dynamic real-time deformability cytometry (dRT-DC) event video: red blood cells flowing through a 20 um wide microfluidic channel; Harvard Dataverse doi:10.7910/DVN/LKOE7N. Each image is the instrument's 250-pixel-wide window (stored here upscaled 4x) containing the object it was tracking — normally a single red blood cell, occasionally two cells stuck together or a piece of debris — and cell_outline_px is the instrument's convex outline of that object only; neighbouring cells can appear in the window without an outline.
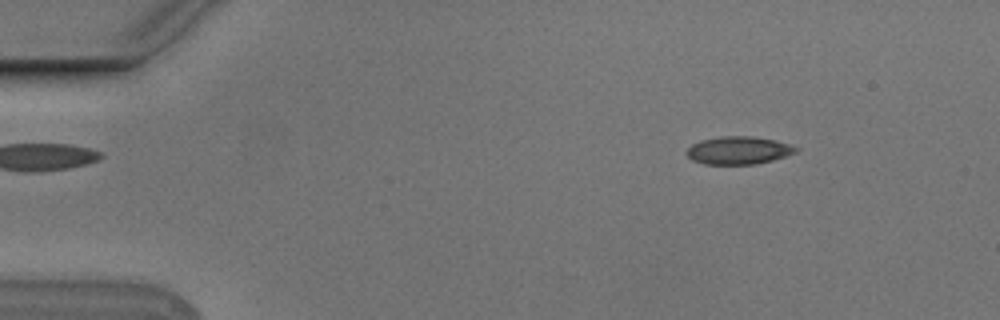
{"species": "Egyptian fruit bat (a non-hibernating species)", "species_latin": "Rousettus aegyptiacus", "temperature_condition": "cold", "stored_images_in_passage": 54, "camera_frame_rate_fps": 3000, "um_per_image_px": 0.085, "animal": {"sex": "male"}, "frame": {"image": 1, "passage_image": 7, "time_ms": 2.0, "image_size_px": [1000, 320], "cell_outline_px": [[800, 148], [796, 152], [772, 160], [756, 164], [704, 164], [692, 160], [684, 152], [692, 144], [700, 140], [720, 136], [752, 136], [776, 140]], "centroid_in_image_um": [62.75, 12.77], "position_along_channel_um": 22.3, "area_um2": 17.74}}
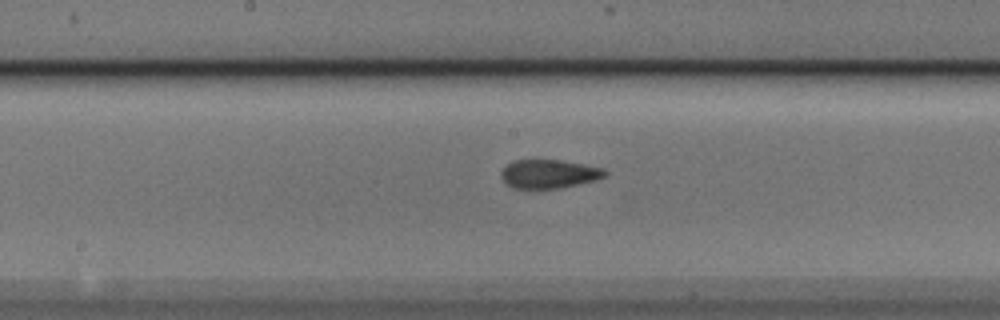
{"frame": {"image": 2, "passage_image": 28, "time_ms": 9.0, "image_size_px": [1000, 320], "cell_outline_px": [[608, 172], [604, 176], [596, 180], [560, 188], [512, 188], [500, 176], [500, 172], [512, 160], [560, 160], [584, 164], [604, 168]], "centroid_in_image_um": [46.67, 14.77], "position_along_channel_um": 201.5, "area_um2": 17.28}}
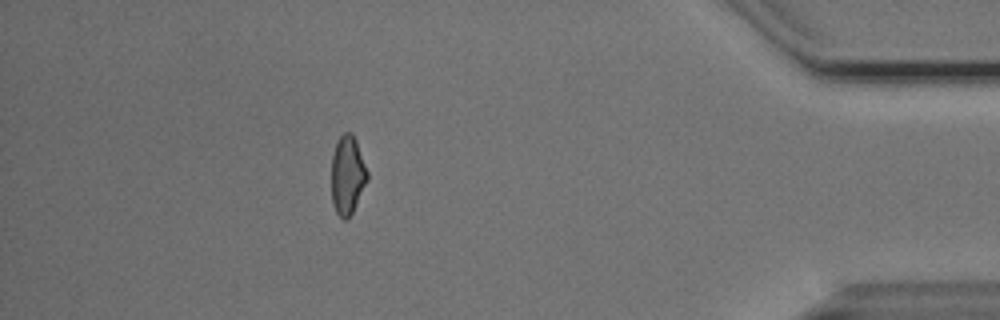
{"frame": {"image": 3, "passage_image": 48, "time_ms": 15.667, "image_size_px": [1000, 320], "cell_outline_px": [[368, 180], [348, 220], [344, 220], [336, 212], [332, 204], [332, 156], [336, 140], [344, 132], [352, 132], [356, 140], [368, 172]], "centroid_in_image_um": [29.53, 14.87], "position_along_channel_um": 405.7, "area_um2": 16.53}, "authors_computed_cell_mechanics": {"area_um2": 17.3978, "velocity_mm_per_s": 3.7742, "shape_relaxation_time_tau1_ms": null, "shape_relaxation_time_tau2_ms": 1.7169, "deformation_change_tau1": null, "deformation_change_tau2": 0.0793}}